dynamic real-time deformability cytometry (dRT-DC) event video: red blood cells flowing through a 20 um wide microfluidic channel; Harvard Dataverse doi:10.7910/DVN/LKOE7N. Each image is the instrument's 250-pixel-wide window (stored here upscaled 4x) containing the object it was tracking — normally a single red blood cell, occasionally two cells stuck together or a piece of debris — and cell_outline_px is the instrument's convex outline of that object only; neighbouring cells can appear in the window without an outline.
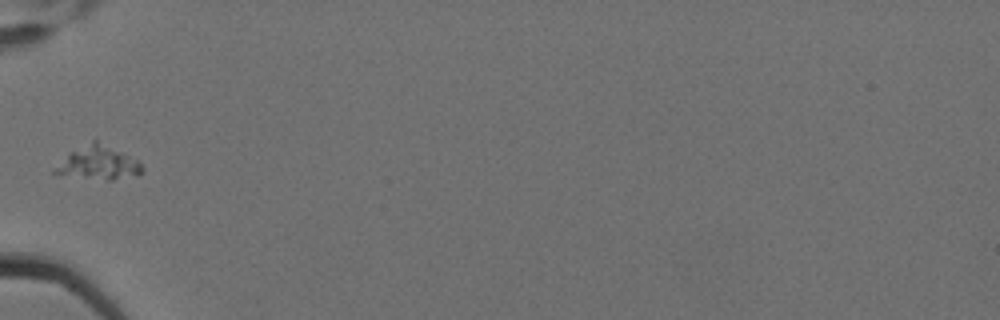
{"species": "Egyptian fruit bat (a non-hibernating species)", "species_latin": "Rousettus aegyptiacus", "temperature_condition": "cold", "stored_images_in_passage": 6, "camera_frame_rate_fps": 3000, "um_per_image_px": 0.085, "animal": {"sex": "female"}, "frame": {"image": 1, "passage_image": 6, "time_ms": 1.667, "image_size_px": [1000, 320], "cell_outline_px": [[144, 172], [136, 176], [112, 180], [108, 180], [52, 172], [68, 152], [92, 140], [96, 140], [136, 160], [144, 168]], "centroid_in_image_um": [8.39, 13.84], "position_along_channel_um": 76.6, "area_um2": 16.42}}